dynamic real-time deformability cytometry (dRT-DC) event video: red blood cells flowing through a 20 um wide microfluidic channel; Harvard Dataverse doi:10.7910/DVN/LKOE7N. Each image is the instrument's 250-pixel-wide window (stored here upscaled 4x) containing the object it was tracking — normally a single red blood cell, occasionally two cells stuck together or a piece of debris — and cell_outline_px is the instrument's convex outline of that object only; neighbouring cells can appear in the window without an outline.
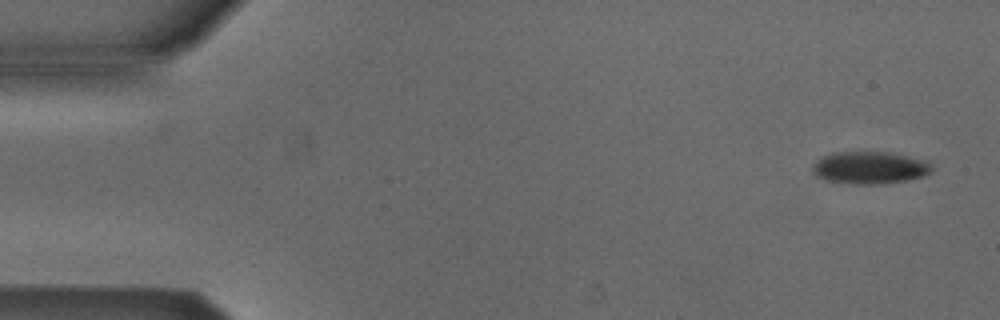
{"species": "Egyptian fruit bat (a non-hibernating species)", "species_latin": "Rousettus aegyptiacus", "temperature_condition": "cold", "stored_images_in_passage": 52, "camera_frame_rate_fps": 3000, "um_per_image_px": 0.085, "animal": {"sex": "male"}, "frame": {"image": 1, "passage_image": 2, "time_ms": 0.333, "image_size_px": [1000, 320], "cell_outline_px": [[932, 172], [924, 176], [908, 180], [880, 184], [852, 184], [824, 180], [816, 176], [812, 168], [824, 156], [832, 152], [884, 152], [904, 156], [920, 160], [928, 164], [932, 168]], "centroid_in_image_um": [73.9, 14.28], "position_along_channel_um": 11.1, "area_um2": 22.02}}
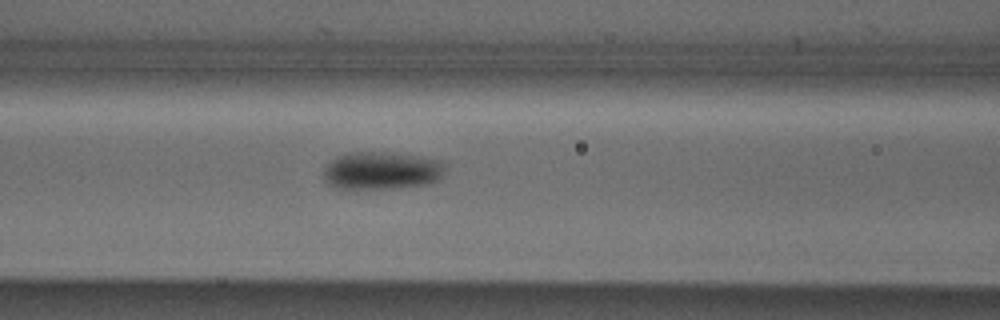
{"frame": {"image": 2, "passage_image": 21, "time_ms": 6.667, "image_size_px": [1000, 320], "cell_outline_px": [[444, 172], [436, 180], [428, 184], [400, 188], [332, 188], [324, 180], [324, 168], [336, 156], [348, 152], [388, 152], [440, 160], [444, 164]], "centroid_in_image_um": [32.4, 14.5], "position_along_channel_um": 134.2, "area_um2": 26.7}}
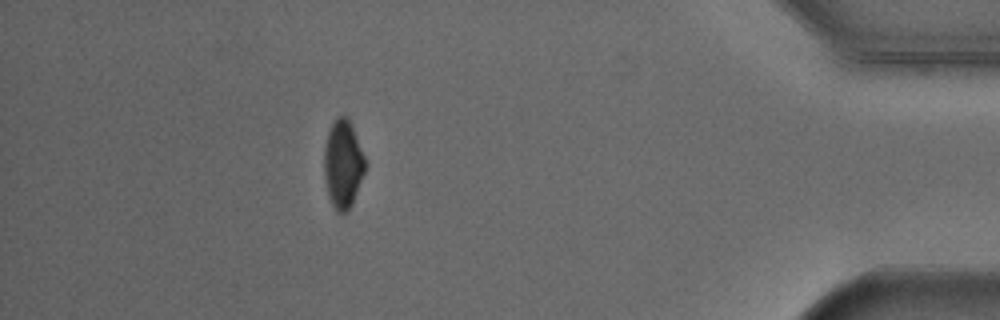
{"frame": {"image": 3, "passage_image": 46, "time_ms": 15.0, "image_size_px": [1000, 320], "cell_outline_px": [[368, 164], [352, 204], [348, 212], [336, 212], [328, 196], [324, 176], [324, 148], [328, 132], [336, 116], [348, 116]], "centroid_in_image_um": [29.16, 13.95], "position_along_channel_um": 406.0, "area_um2": 21.33}}